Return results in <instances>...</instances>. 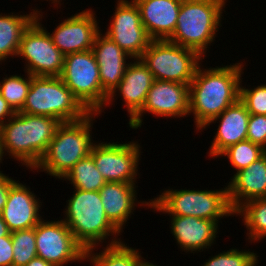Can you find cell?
<instances>
[{"label": "cell", "instance_id": "6da1fadb", "mask_svg": "<svg viewBox=\"0 0 266 266\" xmlns=\"http://www.w3.org/2000/svg\"><path fill=\"white\" fill-rule=\"evenodd\" d=\"M243 64L206 69L199 64L189 85V116H194L197 132L239 100Z\"/></svg>", "mask_w": 266, "mask_h": 266}, {"label": "cell", "instance_id": "7a4b0ae2", "mask_svg": "<svg viewBox=\"0 0 266 266\" xmlns=\"http://www.w3.org/2000/svg\"><path fill=\"white\" fill-rule=\"evenodd\" d=\"M61 124L60 120L48 116L15 113L0 125L3 155L14 157L32 171L41 161Z\"/></svg>", "mask_w": 266, "mask_h": 266}, {"label": "cell", "instance_id": "3957f363", "mask_svg": "<svg viewBox=\"0 0 266 266\" xmlns=\"http://www.w3.org/2000/svg\"><path fill=\"white\" fill-rule=\"evenodd\" d=\"M75 189L67 200L65 218L62 219L71 230L76 241L85 249L98 247L108 236V245L122 241L117 238L121 232L107 218L99 191ZM111 234V235H110ZM117 236V237H116Z\"/></svg>", "mask_w": 266, "mask_h": 266}, {"label": "cell", "instance_id": "277c9868", "mask_svg": "<svg viewBox=\"0 0 266 266\" xmlns=\"http://www.w3.org/2000/svg\"><path fill=\"white\" fill-rule=\"evenodd\" d=\"M96 115L100 116L99 113H89L81 120L62 123L33 170L44 171L56 179H62L79 160L90 155L95 144L91 129Z\"/></svg>", "mask_w": 266, "mask_h": 266}, {"label": "cell", "instance_id": "5b68a950", "mask_svg": "<svg viewBox=\"0 0 266 266\" xmlns=\"http://www.w3.org/2000/svg\"><path fill=\"white\" fill-rule=\"evenodd\" d=\"M226 0H182L177 24L168 39L182 47L195 50L205 58L222 24Z\"/></svg>", "mask_w": 266, "mask_h": 266}, {"label": "cell", "instance_id": "8992f818", "mask_svg": "<svg viewBox=\"0 0 266 266\" xmlns=\"http://www.w3.org/2000/svg\"><path fill=\"white\" fill-rule=\"evenodd\" d=\"M151 200V210L175 216H193L219 224L223 217H234L227 187L219 190L167 189Z\"/></svg>", "mask_w": 266, "mask_h": 266}, {"label": "cell", "instance_id": "52a82bcc", "mask_svg": "<svg viewBox=\"0 0 266 266\" xmlns=\"http://www.w3.org/2000/svg\"><path fill=\"white\" fill-rule=\"evenodd\" d=\"M20 112L56 118L62 123L78 121L89 114L60 76L32 75L31 87Z\"/></svg>", "mask_w": 266, "mask_h": 266}, {"label": "cell", "instance_id": "ba28073f", "mask_svg": "<svg viewBox=\"0 0 266 266\" xmlns=\"http://www.w3.org/2000/svg\"><path fill=\"white\" fill-rule=\"evenodd\" d=\"M60 77L89 113L104 112L109 95L102 89L99 66L92 49L65 55Z\"/></svg>", "mask_w": 266, "mask_h": 266}, {"label": "cell", "instance_id": "9c48e42d", "mask_svg": "<svg viewBox=\"0 0 266 266\" xmlns=\"http://www.w3.org/2000/svg\"><path fill=\"white\" fill-rule=\"evenodd\" d=\"M140 59L152 72L154 80L190 85L204 58L195 50L166 39L152 40Z\"/></svg>", "mask_w": 266, "mask_h": 266}, {"label": "cell", "instance_id": "30bf717a", "mask_svg": "<svg viewBox=\"0 0 266 266\" xmlns=\"http://www.w3.org/2000/svg\"><path fill=\"white\" fill-rule=\"evenodd\" d=\"M38 10L36 19L22 35L17 56L25 60L24 71L32 76H61L65 55L54 45L46 27L41 24L43 14Z\"/></svg>", "mask_w": 266, "mask_h": 266}, {"label": "cell", "instance_id": "8fae6325", "mask_svg": "<svg viewBox=\"0 0 266 266\" xmlns=\"http://www.w3.org/2000/svg\"><path fill=\"white\" fill-rule=\"evenodd\" d=\"M138 142H95L90 156L106 182L137 183L141 150Z\"/></svg>", "mask_w": 266, "mask_h": 266}, {"label": "cell", "instance_id": "7c38bea8", "mask_svg": "<svg viewBox=\"0 0 266 266\" xmlns=\"http://www.w3.org/2000/svg\"><path fill=\"white\" fill-rule=\"evenodd\" d=\"M37 257L54 266L84 261L85 249L76 241L65 222L42 219L35 226Z\"/></svg>", "mask_w": 266, "mask_h": 266}, {"label": "cell", "instance_id": "4fadbf2b", "mask_svg": "<svg viewBox=\"0 0 266 266\" xmlns=\"http://www.w3.org/2000/svg\"><path fill=\"white\" fill-rule=\"evenodd\" d=\"M115 12L104 33L133 59L140 58L152 39L141 23L136 3L131 0H117Z\"/></svg>", "mask_w": 266, "mask_h": 266}, {"label": "cell", "instance_id": "5bb4252c", "mask_svg": "<svg viewBox=\"0 0 266 266\" xmlns=\"http://www.w3.org/2000/svg\"><path fill=\"white\" fill-rule=\"evenodd\" d=\"M166 118L189 115V85L172 81L154 80L142 109L129 120L132 129L141 128L143 114Z\"/></svg>", "mask_w": 266, "mask_h": 266}, {"label": "cell", "instance_id": "9a60e30c", "mask_svg": "<svg viewBox=\"0 0 266 266\" xmlns=\"http://www.w3.org/2000/svg\"><path fill=\"white\" fill-rule=\"evenodd\" d=\"M95 11L85 9L64 19L49 35L54 45L64 54L91 50L99 30Z\"/></svg>", "mask_w": 266, "mask_h": 266}, {"label": "cell", "instance_id": "2e32d148", "mask_svg": "<svg viewBox=\"0 0 266 266\" xmlns=\"http://www.w3.org/2000/svg\"><path fill=\"white\" fill-rule=\"evenodd\" d=\"M30 190L20 181H16L9 189L1 215L11 232L35 227L43 219L39 214L42 202Z\"/></svg>", "mask_w": 266, "mask_h": 266}, {"label": "cell", "instance_id": "e0dca14e", "mask_svg": "<svg viewBox=\"0 0 266 266\" xmlns=\"http://www.w3.org/2000/svg\"><path fill=\"white\" fill-rule=\"evenodd\" d=\"M129 61L128 66L124 72V76L119 85L108 96L107 104H113L114 97L119 93L124 100V105L127 108L131 120L143 107L154 81L152 72L146 67L140 58H135ZM113 99V100H112Z\"/></svg>", "mask_w": 266, "mask_h": 266}, {"label": "cell", "instance_id": "ac0fdd59", "mask_svg": "<svg viewBox=\"0 0 266 266\" xmlns=\"http://www.w3.org/2000/svg\"><path fill=\"white\" fill-rule=\"evenodd\" d=\"M249 118L250 113L239 99L236 103L225 109L219 116L212 119L203 130L217 121L220 124L212 140L213 142L210 144L208 156L217 158L227 147L247 140Z\"/></svg>", "mask_w": 266, "mask_h": 266}, {"label": "cell", "instance_id": "d6986e66", "mask_svg": "<svg viewBox=\"0 0 266 266\" xmlns=\"http://www.w3.org/2000/svg\"><path fill=\"white\" fill-rule=\"evenodd\" d=\"M169 216L172 236L181 250L194 254L209 249L215 242L219 230L215 221L193 216Z\"/></svg>", "mask_w": 266, "mask_h": 266}, {"label": "cell", "instance_id": "ffe728a7", "mask_svg": "<svg viewBox=\"0 0 266 266\" xmlns=\"http://www.w3.org/2000/svg\"><path fill=\"white\" fill-rule=\"evenodd\" d=\"M141 23L152 40H168L174 33L182 0H133Z\"/></svg>", "mask_w": 266, "mask_h": 266}, {"label": "cell", "instance_id": "44dd1931", "mask_svg": "<svg viewBox=\"0 0 266 266\" xmlns=\"http://www.w3.org/2000/svg\"><path fill=\"white\" fill-rule=\"evenodd\" d=\"M99 66L102 89L110 95L121 82L127 59H132L114 41L100 31L94 40L92 48Z\"/></svg>", "mask_w": 266, "mask_h": 266}, {"label": "cell", "instance_id": "7402d4cb", "mask_svg": "<svg viewBox=\"0 0 266 266\" xmlns=\"http://www.w3.org/2000/svg\"><path fill=\"white\" fill-rule=\"evenodd\" d=\"M136 184H127L121 182H106L99 190V194L109 221L122 233L124 225L128 222L134 208L140 204V207L147 206L151 208V200L148 202L137 201Z\"/></svg>", "mask_w": 266, "mask_h": 266}, {"label": "cell", "instance_id": "603a6c76", "mask_svg": "<svg viewBox=\"0 0 266 266\" xmlns=\"http://www.w3.org/2000/svg\"><path fill=\"white\" fill-rule=\"evenodd\" d=\"M230 179L226 186L234 212L249 200L266 197V153Z\"/></svg>", "mask_w": 266, "mask_h": 266}, {"label": "cell", "instance_id": "cb8c5ba5", "mask_svg": "<svg viewBox=\"0 0 266 266\" xmlns=\"http://www.w3.org/2000/svg\"><path fill=\"white\" fill-rule=\"evenodd\" d=\"M36 12L35 8L26 15L13 12L0 14V63L5 62L10 56L17 57L22 35L36 19Z\"/></svg>", "mask_w": 266, "mask_h": 266}, {"label": "cell", "instance_id": "d4e9b609", "mask_svg": "<svg viewBox=\"0 0 266 266\" xmlns=\"http://www.w3.org/2000/svg\"><path fill=\"white\" fill-rule=\"evenodd\" d=\"M95 249L97 247L85 250V259L91 261L93 266H144L146 261L138 249L129 247L122 241L107 244L99 253H94Z\"/></svg>", "mask_w": 266, "mask_h": 266}, {"label": "cell", "instance_id": "484cf974", "mask_svg": "<svg viewBox=\"0 0 266 266\" xmlns=\"http://www.w3.org/2000/svg\"><path fill=\"white\" fill-rule=\"evenodd\" d=\"M234 214L243 217L249 243H257L266 237V197L245 202Z\"/></svg>", "mask_w": 266, "mask_h": 266}, {"label": "cell", "instance_id": "4316f807", "mask_svg": "<svg viewBox=\"0 0 266 266\" xmlns=\"http://www.w3.org/2000/svg\"><path fill=\"white\" fill-rule=\"evenodd\" d=\"M61 180H68L74 188L84 191H99L106 183L90 155L79 160Z\"/></svg>", "mask_w": 266, "mask_h": 266}, {"label": "cell", "instance_id": "83f0119b", "mask_svg": "<svg viewBox=\"0 0 266 266\" xmlns=\"http://www.w3.org/2000/svg\"><path fill=\"white\" fill-rule=\"evenodd\" d=\"M25 73L28 78L13 74L9 77L5 76L0 81V94L15 113L22 110L31 87V75L27 72Z\"/></svg>", "mask_w": 266, "mask_h": 266}, {"label": "cell", "instance_id": "f1b7e54d", "mask_svg": "<svg viewBox=\"0 0 266 266\" xmlns=\"http://www.w3.org/2000/svg\"><path fill=\"white\" fill-rule=\"evenodd\" d=\"M266 153L262 146L252 143L250 140H243L223 150L219 156L228 158L236 173L247 168L251 163L258 160Z\"/></svg>", "mask_w": 266, "mask_h": 266}, {"label": "cell", "instance_id": "f546056e", "mask_svg": "<svg viewBox=\"0 0 266 266\" xmlns=\"http://www.w3.org/2000/svg\"><path fill=\"white\" fill-rule=\"evenodd\" d=\"M13 266H26L37 257L35 227L11 232Z\"/></svg>", "mask_w": 266, "mask_h": 266}, {"label": "cell", "instance_id": "4dcf8cb0", "mask_svg": "<svg viewBox=\"0 0 266 266\" xmlns=\"http://www.w3.org/2000/svg\"><path fill=\"white\" fill-rule=\"evenodd\" d=\"M258 257L256 253L247 250H237L231 248L229 250L222 251L214 257L207 259L202 266H256L258 263Z\"/></svg>", "mask_w": 266, "mask_h": 266}, {"label": "cell", "instance_id": "1f68e13d", "mask_svg": "<svg viewBox=\"0 0 266 266\" xmlns=\"http://www.w3.org/2000/svg\"><path fill=\"white\" fill-rule=\"evenodd\" d=\"M239 99L251 115H266V84L253 89L240 85Z\"/></svg>", "mask_w": 266, "mask_h": 266}, {"label": "cell", "instance_id": "d6a6232c", "mask_svg": "<svg viewBox=\"0 0 266 266\" xmlns=\"http://www.w3.org/2000/svg\"><path fill=\"white\" fill-rule=\"evenodd\" d=\"M247 140L266 149V115L250 114Z\"/></svg>", "mask_w": 266, "mask_h": 266}, {"label": "cell", "instance_id": "836d02e7", "mask_svg": "<svg viewBox=\"0 0 266 266\" xmlns=\"http://www.w3.org/2000/svg\"><path fill=\"white\" fill-rule=\"evenodd\" d=\"M13 256L11 235L0 237V266H13Z\"/></svg>", "mask_w": 266, "mask_h": 266}, {"label": "cell", "instance_id": "e575fe53", "mask_svg": "<svg viewBox=\"0 0 266 266\" xmlns=\"http://www.w3.org/2000/svg\"><path fill=\"white\" fill-rule=\"evenodd\" d=\"M16 182V180L0 173V214L3 212V208L7 202L10 187Z\"/></svg>", "mask_w": 266, "mask_h": 266}, {"label": "cell", "instance_id": "d590c367", "mask_svg": "<svg viewBox=\"0 0 266 266\" xmlns=\"http://www.w3.org/2000/svg\"><path fill=\"white\" fill-rule=\"evenodd\" d=\"M15 112L8 105L7 101L0 94V125L4 124L8 119H10Z\"/></svg>", "mask_w": 266, "mask_h": 266}, {"label": "cell", "instance_id": "8d00e7d4", "mask_svg": "<svg viewBox=\"0 0 266 266\" xmlns=\"http://www.w3.org/2000/svg\"><path fill=\"white\" fill-rule=\"evenodd\" d=\"M26 266H54V265L43 260L42 258L36 257L32 259Z\"/></svg>", "mask_w": 266, "mask_h": 266}, {"label": "cell", "instance_id": "74e56055", "mask_svg": "<svg viewBox=\"0 0 266 266\" xmlns=\"http://www.w3.org/2000/svg\"><path fill=\"white\" fill-rule=\"evenodd\" d=\"M11 235V231L9 230L7 224L3 220L2 215L0 214V237Z\"/></svg>", "mask_w": 266, "mask_h": 266}, {"label": "cell", "instance_id": "f35d334b", "mask_svg": "<svg viewBox=\"0 0 266 266\" xmlns=\"http://www.w3.org/2000/svg\"><path fill=\"white\" fill-rule=\"evenodd\" d=\"M3 151H2V147H1V134H0V163H2V160H4L3 159ZM0 173H2L1 171H0Z\"/></svg>", "mask_w": 266, "mask_h": 266}, {"label": "cell", "instance_id": "ab89813d", "mask_svg": "<svg viewBox=\"0 0 266 266\" xmlns=\"http://www.w3.org/2000/svg\"><path fill=\"white\" fill-rule=\"evenodd\" d=\"M48 1V0H47ZM50 1V0H49ZM52 3H54L56 6H58L57 4H59V7H61V1L60 0H51Z\"/></svg>", "mask_w": 266, "mask_h": 266}, {"label": "cell", "instance_id": "60d3db41", "mask_svg": "<svg viewBox=\"0 0 266 266\" xmlns=\"http://www.w3.org/2000/svg\"><path fill=\"white\" fill-rule=\"evenodd\" d=\"M144 266H157V265L156 264L154 265L153 263L147 262V260H146Z\"/></svg>", "mask_w": 266, "mask_h": 266}]
</instances>
